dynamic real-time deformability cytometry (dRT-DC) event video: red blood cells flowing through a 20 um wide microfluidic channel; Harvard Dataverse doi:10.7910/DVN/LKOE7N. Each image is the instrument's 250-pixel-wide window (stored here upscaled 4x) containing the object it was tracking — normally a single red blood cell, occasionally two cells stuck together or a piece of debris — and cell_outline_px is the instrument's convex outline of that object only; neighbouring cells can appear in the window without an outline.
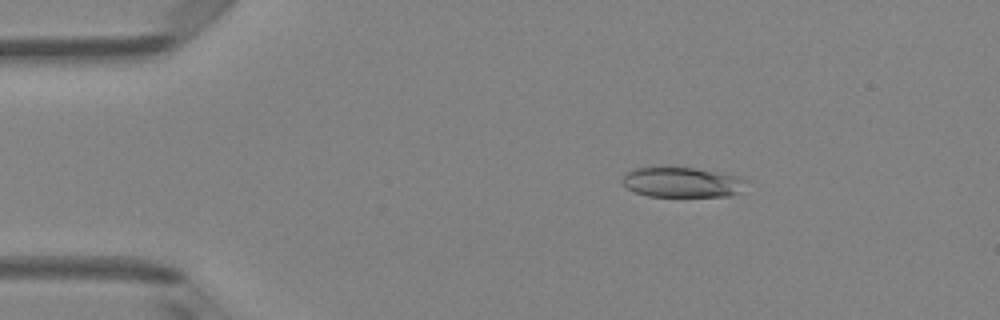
{"species": "Egyptian fruit bat (a non-hibernating species)", "species_latin": "Rousettus aegyptiacus", "temperature_condition": "room temperature", "stored_images_in_passage": 4, "camera_frame_rate_fps": 3000, "um_per_image_px": 0.085, "animal": {"sex": "female"}, "frame": {"image": 1, "passage_image": 2, "time_ms": 1.333, "image_size_px": [1000, 320], "cell_outline_px": [[752, 180], [740, 192], [732, 196], [648, 196], [636, 192], [628, 188], [620, 180], [632, 168], [656, 164], [696, 168], [720, 172], [740, 176]], "centroid_in_image_um": [58.01, 15.44], "position_along_channel_um": 27.0, "area_um2": 22.83}}